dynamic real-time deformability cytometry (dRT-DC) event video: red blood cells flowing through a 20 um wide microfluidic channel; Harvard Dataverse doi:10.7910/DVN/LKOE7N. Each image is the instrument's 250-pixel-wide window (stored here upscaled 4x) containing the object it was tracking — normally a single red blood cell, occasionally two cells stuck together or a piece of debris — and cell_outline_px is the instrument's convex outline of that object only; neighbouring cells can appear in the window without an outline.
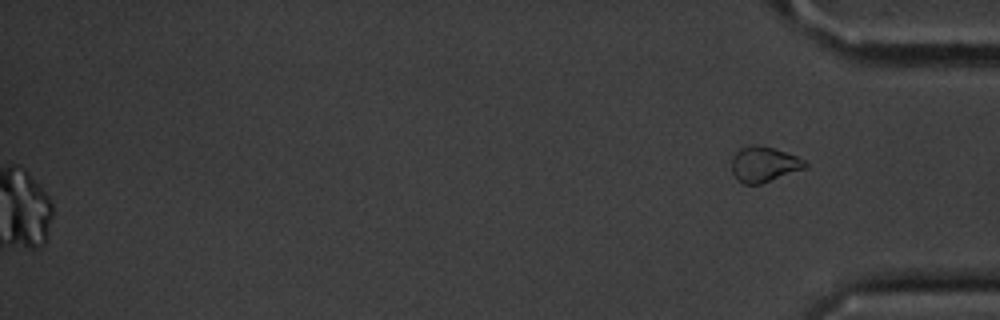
{"species": "common noctule bat (a hibernating species)", "species_latin": "Nyctalus noctula", "temperature_condition": "cold", "stored_images_in_passage": 45, "segment_of_instrument_passage": [2, 2], "camera_frame_rate_fps": 3000, "um_per_image_px": 0.085, "animal": {"sex": "male", "body_mass_g": 20.1, "forearm_length_mm": 53.5}, "frame": {"image": 1, "passage_image": 45, "time_ms": 14.667, "image_size_px": [1000, 320], "cell_outline_px": [[808, 164], [804, 168], [760, 184], [744, 184], [736, 180], [732, 172], [732, 156], [740, 148], [752, 144], [760, 144], [796, 156], [804, 160]], "centroid_in_image_um": [64.88, 13.96], "position_along_channel_um": 370.3, "area_um2": 15.03}}